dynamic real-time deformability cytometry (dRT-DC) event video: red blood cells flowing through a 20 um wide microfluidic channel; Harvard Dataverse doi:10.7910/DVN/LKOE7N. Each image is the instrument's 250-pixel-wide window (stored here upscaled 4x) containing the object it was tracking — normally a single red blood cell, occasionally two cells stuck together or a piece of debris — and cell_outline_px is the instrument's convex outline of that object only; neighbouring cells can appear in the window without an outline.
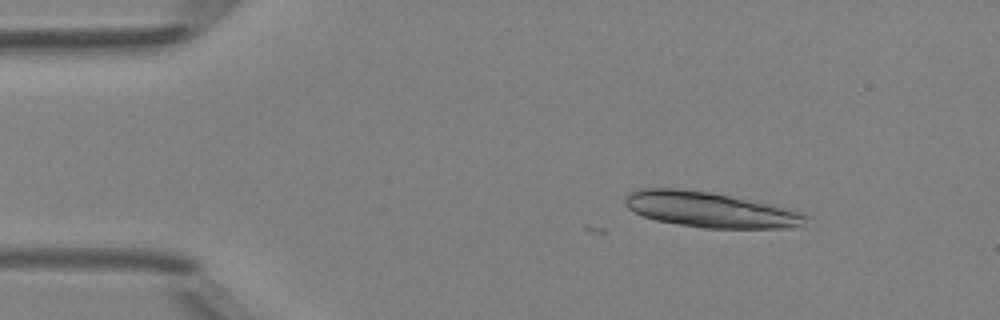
{"species": "Egyptian fruit bat (a non-hibernating species)", "species_latin": "Rousettus aegyptiacus", "temperature_condition": "room temperature", "stored_images_in_passage": 4, "camera_frame_rate_fps": 3000, "um_per_image_px": 0.085, "animal": {"sex": "female"}, "frame": {"image": 1, "passage_image": 4, "time_ms": 3.333, "image_size_px": [1000, 320], "cell_outline_px": [[808, 216], [804, 224], [792, 228], [704, 228], [656, 220], [644, 216], [628, 208], [624, 204], [624, 196], [640, 188], [680, 188], [708, 192], [796, 208], [804, 212]], "centroid_in_image_um": [60.44, 17.82], "position_along_channel_um": 24.6, "area_um2": 37.51}}